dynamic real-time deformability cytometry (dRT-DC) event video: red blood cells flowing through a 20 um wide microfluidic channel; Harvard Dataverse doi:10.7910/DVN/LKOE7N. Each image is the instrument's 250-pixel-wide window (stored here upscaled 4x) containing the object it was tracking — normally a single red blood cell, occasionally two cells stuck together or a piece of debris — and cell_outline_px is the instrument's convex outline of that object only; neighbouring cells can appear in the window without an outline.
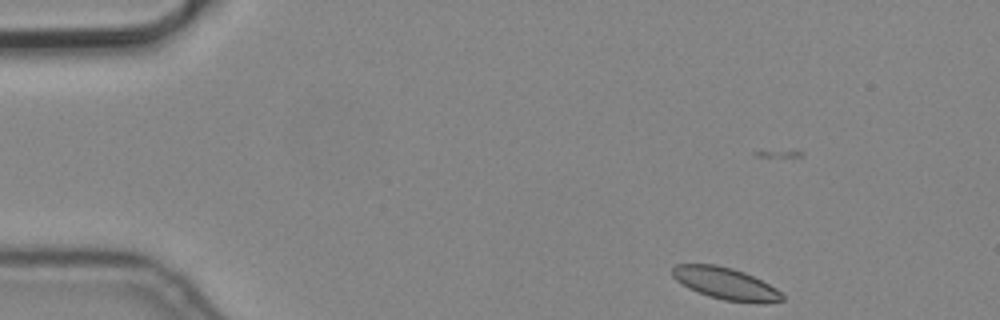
{"species": "common noctule bat (a hibernating species)", "species_latin": "Nyctalus noctula", "temperature_condition": "cold", "stored_images_in_passage": 4, "camera_frame_rate_fps": 3000, "um_per_image_px": 0.085, "animal": {"sex": "male", "body_mass_g": 19.2, "forearm_length_mm": 51.8}, "frame": {"image": 1, "passage_image": 1, "time_ms": 0.0, "image_size_px": [1000, 320], "cell_outline_px": [[784, 300], [760, 304], [756, 304], [724, 300], [708, 296], [688, 288], [676, 280], [672, 276], [672, 268], [676, 264], [716, 264], [732, 268], [744, 272], [776, 288], [784, 296]], "centroid_in_image_um": [61.67, 24.11], "position_along_channel_um": 23.3, "area_um2": 20.52}}
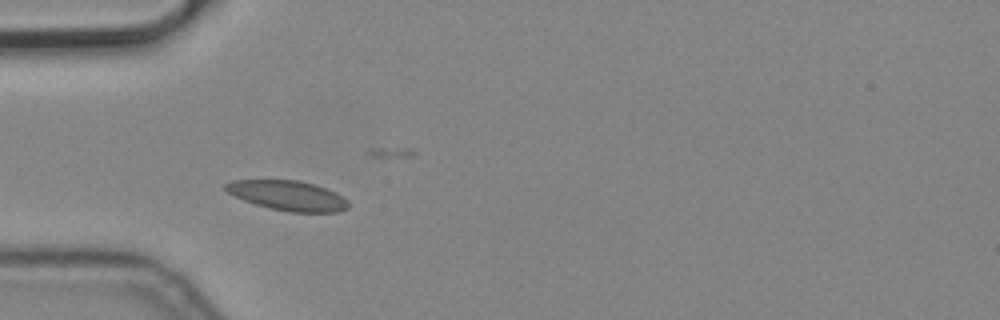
{"frame": {"image": 2, "passage_image": 3, "time_ms": 0.667, "image_size_px": [1000, 320], "cell_outline_px": [[348, 208], [340, 212], [288, 212], [268, 208], [244, 200], [228, 192], [224, 188], [224, 184], [232, 180], [300, 180], [336, 192], [348, 200]], "centroid_in_image_um": [24.48, 16.63], "position_along_channel_um": 60.5, "area_um2": 21.33}}
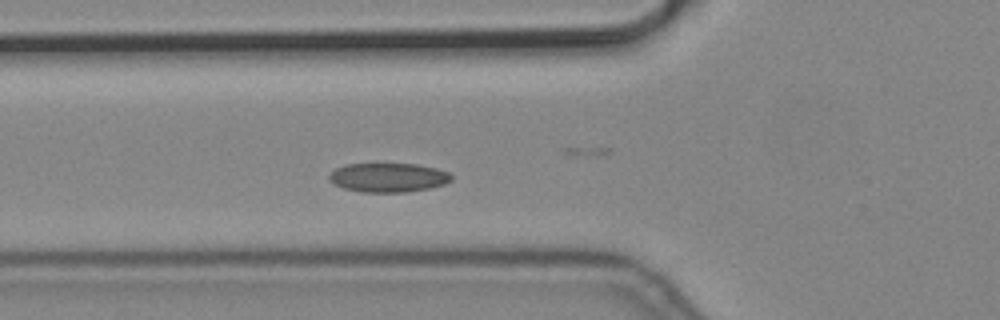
{"frame": {"image": 3, "passage_image": 4, "time_ms": 1.0, "image_size_px": [1000, 320], "cell_outline_px": [[452, 180], [444, 184], [428, 188], [404, 192], [360, 192], [344, 188], [332, 184], [328, 180], [328, 176], [336, 168], [344, 164], [416, 164], [436, 168], [448, 172], [452, 176]], "centroid_in_image_um": [32.96, 15.09], "position_along_channel_um": 92.8, "area_um2": 20.75}}